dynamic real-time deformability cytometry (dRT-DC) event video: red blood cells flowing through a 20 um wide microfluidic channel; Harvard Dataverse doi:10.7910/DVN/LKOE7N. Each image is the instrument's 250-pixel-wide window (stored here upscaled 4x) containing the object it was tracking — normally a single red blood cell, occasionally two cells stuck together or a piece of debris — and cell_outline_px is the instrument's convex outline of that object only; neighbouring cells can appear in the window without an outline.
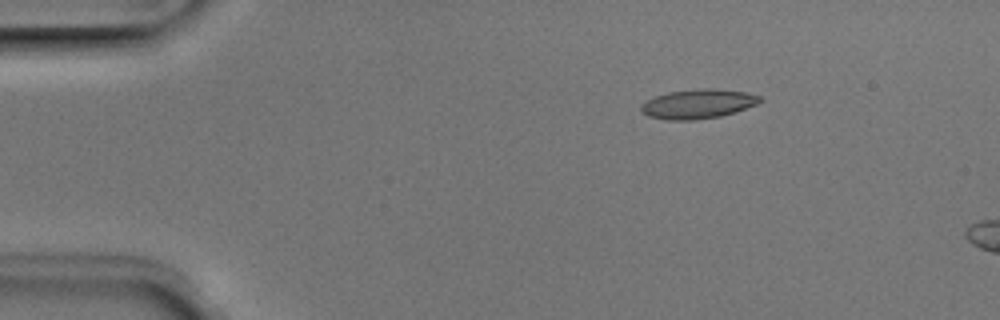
{"species": "Egyptian fruit bat (a non-hibernating species)", "species_latin": "Rousettus aegyptiacus", "temperature_condition": "room temperature", "stored_images_in_passage": 3, "camera_frame_rate_fps": 3000, "um_per_image_px": 0.085, "animal": {"sex": "male"}, "frame": {"image": 1, "passage_image": 1, "time_ms": 0.0, "image_size_px": [1000, 320], "cell_outline_px": [[764, 100], [756, 104], [736, 112], [720, 116], [692, 120], [668, 120], [648, 116], [640, 108], [648, 100], [656, 96], [668, 92], [704, 88], [716, 88], [748, 92], [760, 96]], "centroid_in_image_um": [59.39, 8.82], "position_along_channel_um": 25.6, "area_um2": 20.23}}